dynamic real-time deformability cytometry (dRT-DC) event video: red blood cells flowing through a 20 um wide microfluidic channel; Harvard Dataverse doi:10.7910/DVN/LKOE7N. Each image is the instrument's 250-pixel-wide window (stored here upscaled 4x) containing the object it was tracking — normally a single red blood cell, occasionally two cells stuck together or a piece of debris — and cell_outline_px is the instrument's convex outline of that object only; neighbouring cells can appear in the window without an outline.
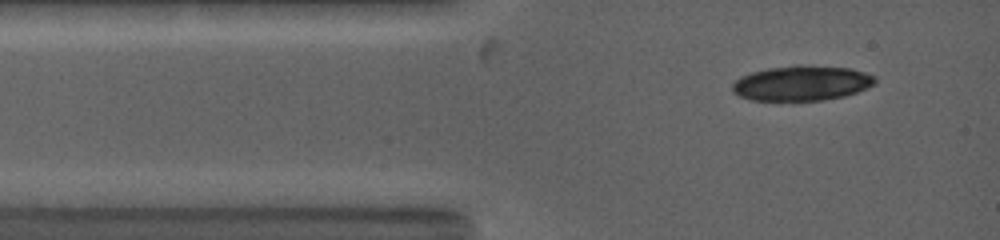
{"species": "common noctule bat (a hibernating species)", "species_latin": "Nyctalus noctula", "temperature_condition": "warm", "stored_images_in_passage": 4, "camera_frame_rate_fps": 5000, "um_per_image_px": 0.085, "animal": {"sex": "female", "body_mass_g": 19.0, "forearm_length_mm": 53.3}, "frame": {"image": 1, "passage_image": 2, "time_ms": 0.4, "image_size_px": [1000, 240], "cell_outline_px": [[876, 84], [868, 88], [844, 96], [820, 100], [752, 100], [740, 96], [732, 92], [732, 84], [740, 76], [752, 72], [768, 68], [796, 64], [852, 68], [876, 76]], "centroid_in_image_um": [68.16, 7.05], "position_along_channel_um": 16.8, "area_um2": 29.3}}